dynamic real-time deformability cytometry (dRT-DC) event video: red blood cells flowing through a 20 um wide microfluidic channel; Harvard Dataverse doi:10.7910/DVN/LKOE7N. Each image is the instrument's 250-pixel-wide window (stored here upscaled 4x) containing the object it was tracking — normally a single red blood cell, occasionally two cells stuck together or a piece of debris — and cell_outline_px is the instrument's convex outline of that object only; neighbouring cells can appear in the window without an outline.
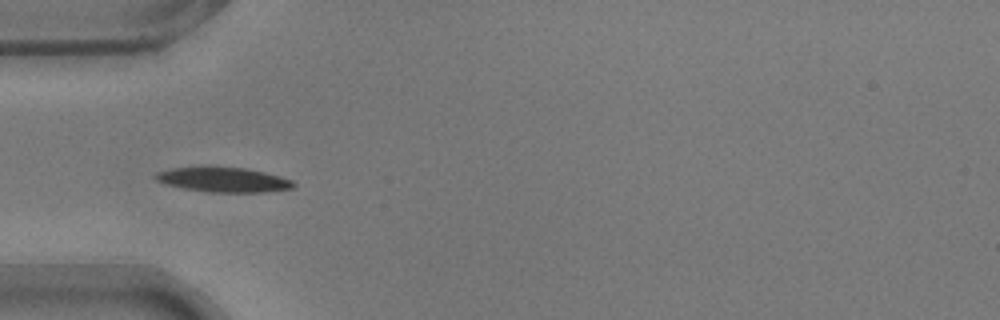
{"species": "common noctule bat (a hibernating species)", "species_latin": "Nyctalus noctula", "temperature_condition": "warm", "stored_images_in_passage": 20, "camera_frame_rate_fps": 3000, "um_per_image_px": 0.085, "animal": {"sex": "male", "body_mass_g": 17.9}, "frame": {"image": 1, "passage_image": 4, "time_ms": 1.0, "image_size_px": [1000, 320], "cell_outline_px": [[296, 184], [292, 188], [264, 192], [208, 192], [184, 188], [164, 184], [156, 180], [152, 176], [156, 172], [172, 168], [244, 168], [264, 172], [280, 176], [292, 180]], "centroid_in_image_um": [18.98, 15.29], "position_along_channel_um": 66.0, "area_um2": 19.54}}
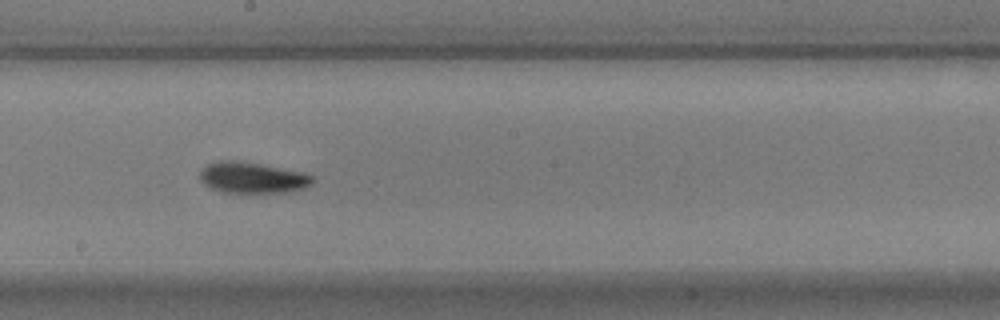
{"frame": {"image": 2, "passage_image": 17, "time_ms": 5.333, "image_size_px": [1000, 320], "cell_outline_px": [[312, 184], [304, 188], [292, 192], [220, 192], [204, 184], [200, 180], [200, 172], [208, 164], [220, 160], [232, 160], [260, 164], [300, 172], [312, 176]], "centroid_in_image_um": [21.43, 15.11], "position_along_channel_um": 226.8, "area_um2": 20.06}}